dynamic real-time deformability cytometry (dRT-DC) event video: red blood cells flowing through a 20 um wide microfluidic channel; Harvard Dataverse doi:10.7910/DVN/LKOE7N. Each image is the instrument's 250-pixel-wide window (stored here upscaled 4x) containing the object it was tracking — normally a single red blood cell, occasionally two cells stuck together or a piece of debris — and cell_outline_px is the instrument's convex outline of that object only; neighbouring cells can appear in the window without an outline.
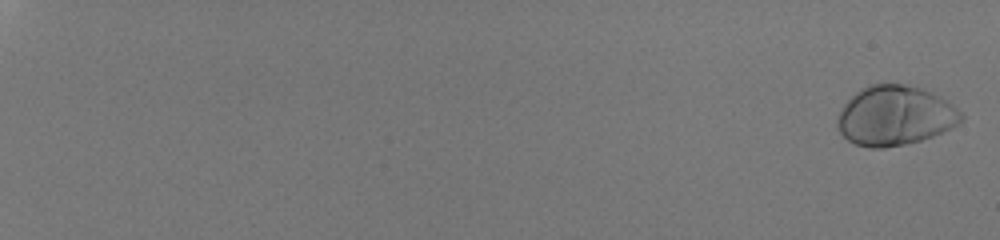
{"species": "human", "species_latin": "Homo sapiens", "temperature_condition": "room temperature", "stored_images_in_passage": 55, "camera_frame_rate_fps": 3000, "um_per_image_px": 0.085, "donor": {"sex": "male"}, "frame": {"image": 1, "passage_image": 2, "time_ms": 0.333, "image_size_px": [1000, 240], "cell_outline_px": [[964, 120], [952, 128], [932, 136], [920, 140], [904, 144], [884, 148], [868, 148], [856, 144], [848, 140], [840, 132], [836, 124], [836, 116], [844, 104], [860, 88], [872, 84], [904, 84], [920, 88], [940, 96], [952, 104], [964, 116]], "centroid_in_image_um": [76.06, 9.84], "position_along_channel_um": 8.9, "area_um2": 43.06}}
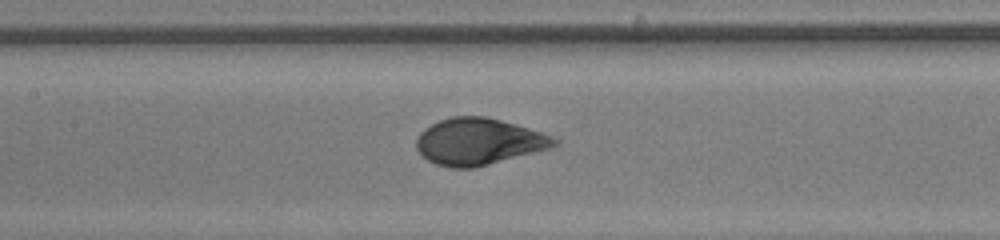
{"frame": {"image": 2, "passage_image": 33, "time_ms": 10.667, "image_size_px": [1000, 240], "cell_outline_px": [[560, 144], [552, 148], [472, 168], [452, 168], [436, 164], [428, 160], [416, 148], [416, 136], [424, 128], [440, 120], [452, 116], [484, 116], [500, 120], [528, 128], [552, 136], [560, 140]], "centroid_in_image_um": [40.69, 12.03], "position_along_channel_um": 166.7, "area_um2": 37.34}}
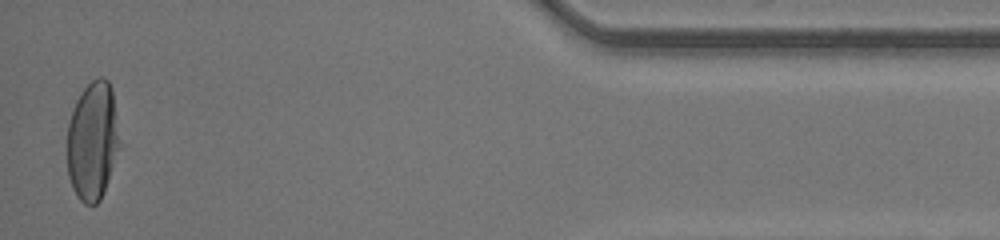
{"frame": {"image": 3, "passage_image": 55, "time_ms": 18.0, "image_size_px": [1000, 240], "cell_outline_px": [[120, 144], [104, 192], [100, 200], [96, 204], [84, 204], [76, 196], [72, 188], [68, 176], [68, 124], [76, 100], [80, 92], [92, 80], [100, 76], [104, 76], [108, 80], [112, 88], [120, 140]], "centroid_in_image_um": [7.87, 11.96], "position_along_channel_um": 427.3, "area_um2": 36.3}, "authors_computed_cell_mechanics": {"area_um2": 38.8994, "velocity_mm_per_s": 4.2418, "shape_relaxation_time_tau1_ms": 2.9471, "shape_relaxation_time_tau2_ms": null, "deformation_change_tau1": 0.1933, "deformation_change_tau2": null}}